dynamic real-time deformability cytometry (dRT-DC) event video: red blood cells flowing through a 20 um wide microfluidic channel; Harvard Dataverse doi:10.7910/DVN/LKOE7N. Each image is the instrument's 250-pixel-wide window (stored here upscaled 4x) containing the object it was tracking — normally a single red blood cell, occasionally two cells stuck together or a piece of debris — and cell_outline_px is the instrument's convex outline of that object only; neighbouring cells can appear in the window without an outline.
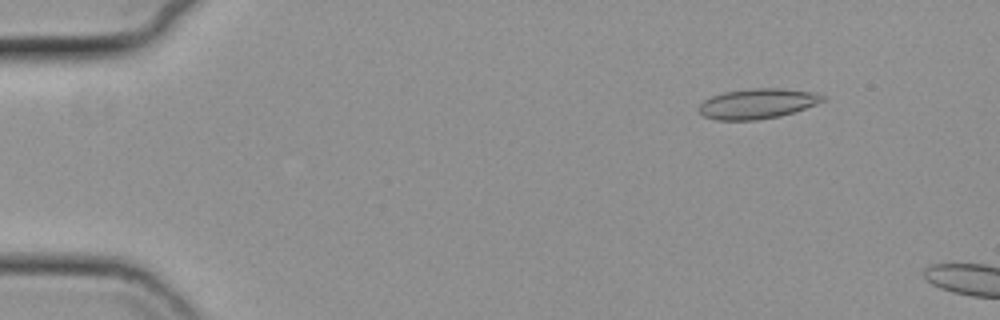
{"species": "common noctule bat (a hibernating species)", "species_latin": "Nyctalus noctula", "temperature_condition": "cold", "stored_images_in_passage": 5, "camera_frame_rate_fps": 3000, "um_per_image_px": 0.085, "animal": {"sex": "female", "body_mass_g": 19.3, "forearm_length_mm": 54.1}, "frame": {"image": 1, "passage_image": 3, "time_ms": 0.667, "image_size_px": [1000, 320], "cell_outline_px": [[824, 100], [816, 104], [780, 116], [756, 120], [716, 120], [704, 116], [700, 112], [700, 104], [704, 100], [712, 96], [724, 92], [752, 88], [780, 88], [812, 92], [824, 96]], "centroid_in_image_um": [64.36, 8.81], "position_along_channel_um": 20.6, "area_um2": 21.44}}